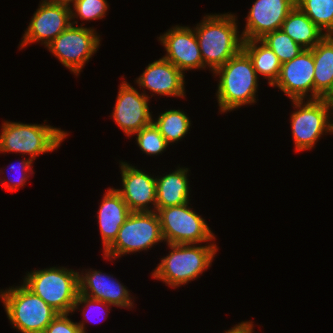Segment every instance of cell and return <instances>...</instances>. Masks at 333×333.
Wrapping results in <instances>:
<instances>
[{
    "mask_svg": "<svg viewBox=\"0 0 333 333\" xmlns=\"http://www.w3.org/2000/svg\"><path fill=\"white\" fill-rule=\"evenodd\" d=\"M237 16L231 13L205 15L194 27L205 67L214 72L235 56L243 44Z\"/></svg>",
    "mask_w": 333,
    "mask_h": 333,
    "instance_id": "1",
    "label": "cell"
},
{
    "mask_svg": "<svg viewBox=\"0 0 333 333\" xmlns=\"http://www.w3.org/2000/svg\"><path fill=\"white\" fill-rule=\"evenodd\" d=\"M213 74H216L215 77L219 76L215 94L221 113L256 102L259 77L252 60L243 49L217 68Z\"/></svg>",
    "mask_w": 333,
    "mask_h": 333,
    "instance_id": "2",
    "label": "cell"
},
{
    "mask_svg": "<svg viewBox=\"0 0 333 333\" xmlns=\"http://www.w3.org/2000/svg\"><path fill=\"white\" fill-rule=\"evenodd\" d=\"M200 245V246H198ZM168 255L161 258L151 276L161 280L172 288L180 287L198 279L213 262L218 251L214 243L201 244H167Z\"/></svg>",
    "mask_w": 333,
    "mask_h": 333,
    "instance_id": "3",
    "label": "cell"
},
{
    "mask_svg": "<svg viewBox=\"0 0 333 333\" xmlns=\"http://www.w3.org/2000/svg\"><path fill=\"white\" fill-rule=\"evenodd\" d=\"M68 137L66 131L47 124L5 121L1 126L0 153L29 155L34 161L40 154L53 152Z\"/></svg>",
    "mask_w": 333,
    "mask_h": 333,
    "instance_id": "4",
    "label": "cell"
},
{
    "mask_svg": "<svg viewBox=\"0 0 333 333\" xmlns=\"http://www.w3.org/2000/svg\"><path fill=\"white\" fill-rule=\"evenodd\" d=\"M23 284L59 314L72 313L79 293V272L50 267L26 273Z\"/></svg>",
    "mask_w": 333,
    "mask_h": 333,
    "instance_id": "5",
    "label": "cell"
},
{
    "mask_svg": "<svg viewBox=\"0 0 333 333\" xmlns=\"http://www.w3.org/2000/svg\"><path fill=\"white\" fill-rule=\"evenodd\" d=\"M0 291L7 317L20 333H44L59 314L24 284Z\"/></svg>",
    "mask_w": 333,
    "mask_h": 333,
    "instance_id": "6",
    "label": "cell"
},
{
    "mask_svg": "<svg viewBox=\"0 0 333 333\" xmlns=\"http://www.w3.org/2000/svg\"><path fill=\"white\" fill-rule=\"evenodd\" d=\"M291 102L296 108L290 116L295 151L310 150L324 133L333 134V104L329 100L320 98Z\"/></svg>",
    "mask_w": 333,
    "mask_h": 333,
    "instance_id": "7",
    "label": "cell"
},
{
    "mask_svg": "<svg viewBox=\"0 0 333 333\" xmlns=\"http://www.w3.org/2000/svg\"><path fill=\"white\" fill-rule=\"evenodd\" d=\"M163 241L156 211L131 212L120 227L114 242L103 251L104 258L114 260L127 254L147 251Z\"/></svg>",
    "mask_w": 333,
    "mask_h": 333,
    "instance_id": "8",
    "label": "cell"
},
{
    "mask_svg": "<svg viewBox=\"0 0 333 333\" xmlns=\"http://www.w3.org/2000/svg\"><path fill=\"white\" fill-rule=\"evenodd\" d=\"M189 202L156 208L161 233L166 244H200L215 241L214 233L204 218L189 207Z\"/></svg>",
    "mask_w": 333,
    "mask_h": 333,
    "instance_id": "9",
    "label": "cell"
},
{
    "mask_svg": "<svg viewBox=\"0 0 333 333\" xmlns=\"http://www.w3.org/2000/svg\"><path fill=\"white\" fill-rule=\"evenodd\" d=\"M83 24H71L46 46L52 55L76 76L96 53L101 41L94 27H83Z\"/></svg>",
    "mask_w": 333,
    "mask_h": 333,
    "instance_id": "10",
    "label": "cell"
},
{
    "mask_svg": "<svg viewBox=\"0 0 333 333\" xmlns=\"http://www.w3.org/2000/svg\"><path fill=\"white\" fill-rule=\"evenodd\" d=\"M149 99L150 96L145 93V89L140 94V91L127 81H122L119 85L111 116L127 137L152 123Z\"/></svg>",
    "mask_w": 333,
    "mask_h": 333,
    "instance_id": "11",
    "label": "cell"
},
{
    "mask_svg": "<svg viewBox=\"0 0 333 333\" xmlns=\"http://www.w3.org/2000/svg\"><path fill=\"white\" fill-rule=\"evenodd\" d=\"M71 8L42 0L26 28L19 49L41 42L46 47L71 24Z\"/></svg>",
    "mask_w": 333,
    "mask_h": 333,
    "instance_id": "12",
    "label": "cell"
},
{
    "mask_svg": "<svg viewBox=\"0 0 333 333\" xmlns=\"http://www.w3.org/2000/svg\"><path fill=\"white\" fill-rule=\"evenodd\" d=\"M272 87H278L290 100H313L314 58L312 49H304L298 56L283 63L278 79Z\"/></svg>",
    "mask_w": 333,
    "mask_h": 333,
    "instance_id": "13",
    "label": "cell"
},
{
    "mask_svg": "<svg viewBox=\"0 0 333 333\" xmlns=\"http://www.w3.org/2000/svg\"><path fill=\"white\" fill-rule=\"evenodd\" d=\"M158 41L164 46L166 54L163 58L171 62L183 74L185 71L205 69L201 50L194 28L176 25L160 35Z\"/></svg>",
    "mask_w": 333,
    "mask_h": 333,
    "instance_id": "14",
    "label": "cell"
},
{
    "mask_svg": "<svg viewBox=\"0 0 333 333\" xmlns=\"http://www.w3.org/2000/svg\"><path fill=\"white\" fill-rule=\"evenodd\" d=\"M119 167L122 188L115 190L121 195L130 211H156V176L148 175L142 169L123 161L120 162Z\"/></svg>",
    "mask_w": 333,
    "mask_h": 333,
    "instance_id": "15",
    "label": "cell"
},
{
    "mask_svg": "<svg viewBox=\"0 0 333 333\" xmlns=\"http://www.w3.org/2000/svg\"><path fill=\"white\" fill-rule=\"evenodd\" d=\"M246 17L243 41L261 39L267 33L281 29L296 0H255Z\"/></svg>",
    "mask_w": 333,
    "mask_h": 333,
    "instance_id": "16",
    "label": "cell"
},
{
    "mask_svg": "<svg viewBox=\"0 0 333 333\" xmlns=\"http://www.w3.org/2000/svg\"><path fill=\"white\" fill-rule=\"evenodd\" d=\"M79 293L111 306L134 308V298L127 287L114 279L113 275H106L99 270L88 269L79 273Z\"/></svg>",
    "mask_w": 333,
    "mask_h": 333,
    "instance_id": "17",
    "label": "cell"
},
{
    "mask_svg": "<svg viewBox=\"0 0 333 333\" xmlns=\"http://www.w3.org/2000/svg\"><path fill=\"white\" fill-rule=\"evenodd\" d=\"M135 81L142 90L148 89L151 97L154 94L181 98L186 96L184 74L163 57L148 64Z\"/></svg>",
    "mask_w": 333,
    "mask_h": 333,
    "instance_id": "18",
    "label": "cell"
},
{
    "mask_svg": "<svg viewBox=\"0 0 333 333\" xmlns=\"http://www.w3.org/2000/svg\"><path fill=\"white\" fill-rule=\"evenodd\" d=\"M100 204L97 218L105 251L116 239L131 211L115 188H108Z\"/></svg>",
    "mask_w": 333,
    "mask_h": 333,
    "instance_id": "19",
    "label": "cell"
},
{
    "mask_svg": "<svg viewBox=\"0 0 333 333\" xmlns=\"http://www.w3.org/2000/svg\"><path fill=\"white\" fill-rule=\"evenodd\" d=\"M189 168L176 170L156 177V208L178 206L189 202Z\"/></svg>",
    "mask_w": 333,
    "mask_h": 333,
    "instance_id": "20",
    "label": "cell"
},
{
    "mask_svg": "<svg viewBox=\"0 0 333 333\" xmlns=\"http://www.w3.org/2000/svg\"><path fill=\"white\" fill-rule=\"evenodd\" d=\"M314 58V99L333 91V35L325 36L312 48Z\"/></svg>",
    "mask_w": 333,
    "mask_h": 333,
    "instance_id": "21",
    "label": "cell"
},
{
    "mask_svg": "<svg viewBox=\"0 0 333 333\" xmlns=\"http://www.w3.org/2000/svg\"><path fill=\"white\" fill-rule=\"evenodd\" d=\"M280 30L304 49H312L326 36L297 6L289 12Z\"/></svg>",
    "mask_w": 333,
    "mask_h": 333,
    "instance_id": "22",
    "label": "cell"
},
{
    "mask_svg": "<svg viewBox=\"0 0 333 333\" xmlns=\"http://www.w3.org/2000/svg\"><path fill=\"white\" fill-rule=\"evenodd\" d=\"M242 49L252 60L257 75L263 76L272 86L282 66L277 55L261 39L243 41Z\"/></svg>",
    "mask_w": 333,
    "mask_h": 333,
    "instance_id": "23",
    "label": "cell"
},
{
    "mask_svg": "<svg viewBox=\"0 0 333 333\" xmlns=\"http://www.w3.org/2000/svg\"><path fill=\"white\" fill-rule=\"evenodd\" d=\"M152 122L159 129L168 144L176 143L186 137L191 126V120L181 109H170L160 113Z\"/></svg>",
    "mask_w": 333,
    "mask_h": 333,
    "instance_id": "24",
    "label": "cell"
},
{
    "mask_svg": "<svg viewBox=\"0 0 333 333\" xmlns=\"http://www.w3.org/2000/svg\"><path fill=\"white\" fill-rule=\"evenodd\" d=\"M296 6L326 36L333 35V0H296Z\"/></svg>",
    "mask_w": 333,
    "mask_h": 333,
    "instance_id": "25",
    "label": "cell"
},
{
    "mask_svg": "<svg viewBox=\"0 0 333 333\" xmlns=\"http://www.w3.org/2000/svg\"><path fill=\"white\" fill-rule=\"evenodd\" d=\"M261 40L277 55L282 64L292 60L304 50L280 29L267 33Z\"/></svg>",
    "mask_w": 333,
    "mask_h": 333,
    "instance_id": "26",
    "label": "cell"
},
{
    "mask_svg": "<svg viewBox=\"0 0 333 333\" xmlns=\"http://www.w3.org/2000/svg\"><path fill=\"white\" fill-rule=\"evenodd\" d=\"M134 134L136 135L137 146L146 155L157 156L166 151L169 145L153 122Z\"/></svg>",
    "mask_w": 333,
    "mask_h": 333,
    "instance_id": "27",
    "label": "cell"
},
{
    "mask_svg": "<svg viewBox=\"0 0 333 333\" xmlns=\"http://www.w3.org/2000/svg\"><path fill=\"white\" fill-rule=\"evenodd\" d=\"M109 5L107 0H76L71 8V21L73 25L78 24L75 18H80L82 21H91L102 19L105 17Z\"/></svg>",
    "mask_w": 333,
    "mask_h": 333,
    "instance_id": "28",
    "label": "cell"
},
{
    "mask_svg": "<svg viewBox=\"0 0 333 333\" xmlns=\"http://www.w3.org/2000/svg\"><path fill=\"white\" fill-rule=\"evenodd\" d=\"M81 304H82V308L84 309V310H82L81 309V312H82V315H83V320L81 321V322H76L77 323V325L80 327V329H81V331H82V333H87L86 331H85V322L86 321H84V320H90L89 319V314L91 313V312H93L94 313V311H95V313H96V311H99V313H101L100 314V316L102 315H104V314H106L107 312L109 313V311L108 310H111L110 308H111V305H109V304H107V303H105V302H103L102 300H95V299H92V298H89V297H87V296H85V295H83V294H81V293H78V296H77V300H76V302H75V304H74V306H73V309H72V313L73 312H75V310H77L78 308H79V306H81ZM84 305V306H83ZM93 307H95V308H93ZM96 307H97V309H96ZM91 308H92V311H91ZM95 309V310H94ZM103 309H106V310H103ZM87 310H88V312H87ZM94 310V311H93ZM91 311V312H90ZM106 311V312H105ZM104 312V313H103ZM103 313V314H102ZM92 314V313H91ZM92 316V315H91ZM97 316V315H96ZM95 320V319H94ZM93 320V321H94ZM91 321V320H90ZM99 321V320H98Z\"/></svg>",
    "mask_w": 333,
    "mask_h": 333,
    "instance_id": "29",
    "label": "cell"
},
{
    "mask_svg": "<svg viewBox=\"0 0 333 333\" xmlns=\"http://www.w3.org/2000/svg\"><path fill=\"white\" fill-rule=\"evenodd\" d=\"M24 159V160H23ZM22 161L19 163L18 165H13L11 164L10 166V170L12 172V170H16L19 172H15V173H19L18 178H9L8 180L5 179L6 176L3 177V179H0V183L1 186H4L5 190L7 191H12L14 192V190H18L20 189V187L22 188L26 181L29 179L28 177H30L29 174L33 175L34 171H33V161L30 158H23ZM12 175V174H11Z\"/></svg>",
    "mask_w": 333,
    "mask_h": 333,
    "instance_id": "30",
    "label": "cell"
},
{
    "mask_svg": "<svg viewBox=\"0 0 333 333\" xmlns=\"http://www.w3.org/2000/svg\"><path fill=\"white\" fill-rule=\"evenodd\" d=\"M70 314H58L46 327L44 333H82L76 322L70 320Z\"/></svg>",
    "mask_w": 333,
    "mask_h": 333,
    "instance_id": "31",
    "label": "cell"
},
{
    "mask_svg": "<svg viewBox=\"0 0 333 333\" xmlns=\"http://www.w3.org/2000/svg\"><path fill=\"white\" fill-rule=\"evenodd\" d=\"M254 322L252 321H242L241 323L236 324L229 330L224 333H253L254 331Z\"/></svg>",
    "mask_w": 333,
    "mask_h": 333,
    "instance_id": "32",
    "label": "cell"
},
{
    "mask_svg": "<svg viewBox=\"0 0 333 333\" xmlns=\"http://www.w3.org/2000/svg\"><path fill=\"white\" fill-rule=\"evenodd\" d=\"M45 2H48V3H52V4H59V5H64V6H67V7H72L73 3L76 1V0H43ZM72 3V4H70Z\"/></svg>",
    "mask_w": 333,
    "mask_h": 333,
    "instance_id": "33",
    "label": "cell"
},
{
    "mask_svg": "<svg viewBox=\"0 0 333 333\" xmlns=\"http://www.w3.org/2000/svg\"><path fill=\"white\" fill-rule=\"evenodd\" d=\"M333 104V91L326 97Z\"/></svg>",
    "mask_w": 333,
    "mask_h": 333,
    "instance_id": "34",
    "label": "cell"
}]
</instances>
